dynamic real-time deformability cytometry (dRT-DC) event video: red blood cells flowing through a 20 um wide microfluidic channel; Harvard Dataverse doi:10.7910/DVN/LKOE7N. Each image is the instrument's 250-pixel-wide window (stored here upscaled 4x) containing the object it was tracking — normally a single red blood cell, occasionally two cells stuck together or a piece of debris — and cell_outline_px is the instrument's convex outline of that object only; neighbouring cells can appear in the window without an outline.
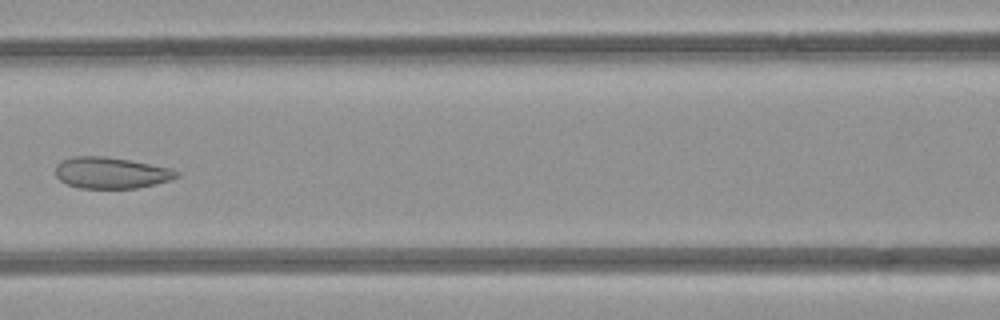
{"species": "common noctule bat (a hibernating species)", "species_latin": "Nyctalus noctula", "temperature_condition": "room temperature", "stored_images_in_passage": 7, "camera_frame_rate_fps": 3000, "um_per_image_px": 0.085, "animal": {"sex": "female", "body_mass_g": 21.9}, "frame": {"image": 1, "passage_image": 6, "time_ms": 6.667, "image_size_px": [1000, 320], "cell_outline_px": [[180, 176], [168, 180], [136, 188], [80, 188], [68, 184], [60, 180], [56, 176], [56, 164], [60, 160], [72, 156], [104, 156], [128, 160], [172, 168], [180, 172]], "centroid_in_image_um": [9.41, 14.68], "position_along_channel_um": 157.2, "area_um2": 22.02}}
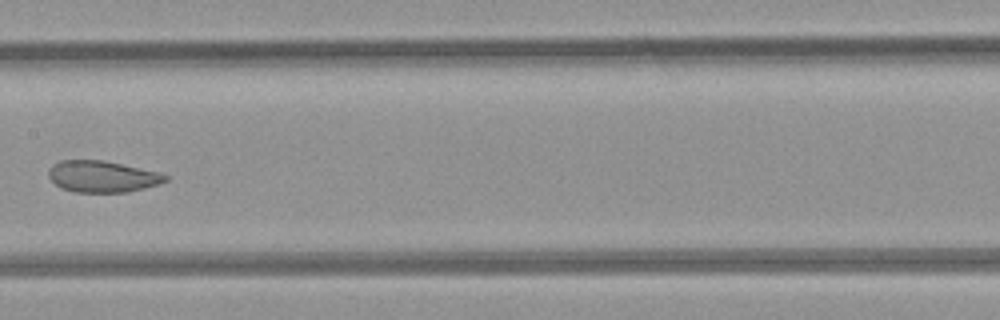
{"frame": {"image": 2, "passage_image": 7, "time_ms": 7.667, "image_size_px": [1000, 320], "cell_outline_px": [[168, 180], [160, 184], [128, 192], [76, 192], [64, 188], [56, 184], [48, 176], [48, 172], [52, 164], [60, 160], [104, 160], [160, 172], [168, 176]], "centroid_in_image_um": [8.73, 14.99], "position_along_channel_um": 198.7, "area_um2": 21.44}}